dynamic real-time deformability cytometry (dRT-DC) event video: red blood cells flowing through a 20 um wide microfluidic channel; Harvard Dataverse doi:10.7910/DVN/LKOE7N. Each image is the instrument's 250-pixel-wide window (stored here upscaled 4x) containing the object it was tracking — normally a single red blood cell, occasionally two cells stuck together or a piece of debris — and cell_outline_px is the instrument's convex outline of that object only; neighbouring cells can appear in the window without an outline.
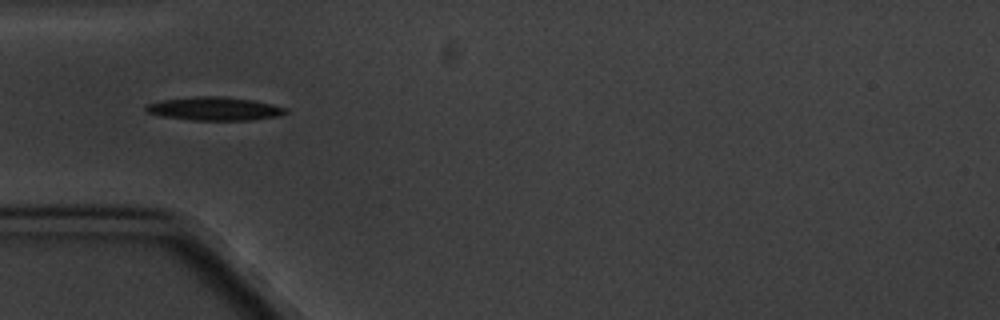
{"species": "common noctule bat (a hibernating species)", "species_latin": "Nyctalus noctula", "temperature_condition": "cold", "stored_images_in_passage": 2, "camera_frame_rate_fps": 3000, "um_per_image_px": 0.085, "animal": {"sex": "male", "body_mass_g": 20.1, "forearm_length_mm": 53.5}, "frame": {"image": 1, "passage_image": 1, "time_ms": 0.0, "image_size_px": [1000, 320], "cell_outline_px": [[288, 112], [280, 116], [252, 120], [192, 120], [160, 116], [144, 112], [144, 108], [148, 104], [164, 100], [196, 96], [220, 96], [256, 100], [288, 108]], "centroid_in_image_um": [18.27, 9.24], "position_along_channel_um": 66.7, "area_um2": 19.25}}